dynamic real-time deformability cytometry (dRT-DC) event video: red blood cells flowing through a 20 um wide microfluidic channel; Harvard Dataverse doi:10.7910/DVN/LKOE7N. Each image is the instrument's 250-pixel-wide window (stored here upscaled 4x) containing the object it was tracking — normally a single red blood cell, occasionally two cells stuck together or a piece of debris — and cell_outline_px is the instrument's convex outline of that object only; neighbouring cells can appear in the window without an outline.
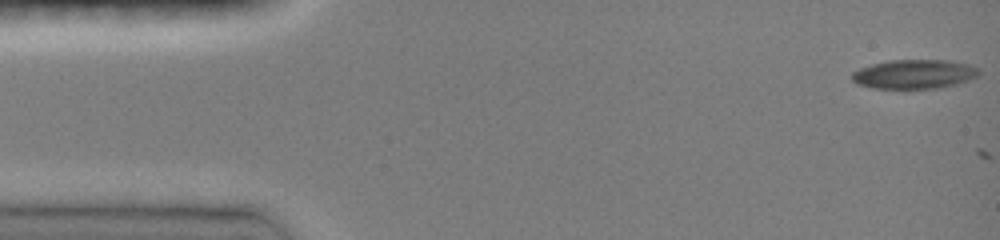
{"species": "common noctule bat (a hibernating species)", "species_latin": "Nyctalus noctula", "temperature_condition": "room temperature", "stored_images_in_passage": 2, "camera_frame_rate_fps": 3000, "um_per_image_px": 0.085, "animal": {"sex": "female", "body_mass_g": 19.0, "forearm_length_mm": 51.5}, "frame": {"image": 1, "passage_image": 1, "time_ms": 0.0, "image_size_px": [1000, 240], "cell_outline_px": [[980, 72], [976, 76], [968, 80], [956, 84], [940, 88], [904, 92], [872, 88], [856, 84], [852, 80], [852, 72], [860, 68], [872, 64], [888, 60], [948, 60], [968, 64], [980, 68]], "centroid_in_image_um": [77.67, 6.35], "position_along_channel_um": 7.3, "area_um2": 22.6}}